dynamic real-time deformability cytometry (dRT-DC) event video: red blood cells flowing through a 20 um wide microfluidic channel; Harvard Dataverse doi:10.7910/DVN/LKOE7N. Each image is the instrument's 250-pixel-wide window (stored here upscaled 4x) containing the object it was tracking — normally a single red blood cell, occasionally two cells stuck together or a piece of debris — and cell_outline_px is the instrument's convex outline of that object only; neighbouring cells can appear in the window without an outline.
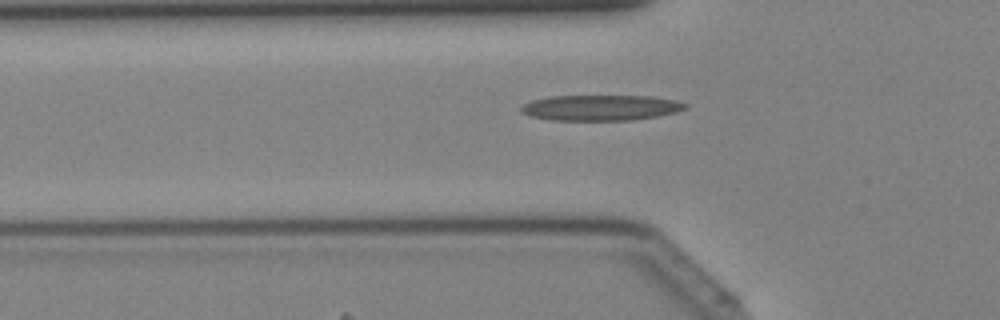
{"species": "Egyptian fruit bat (a non-hibernating species)", "species_latin": "Rousettus aegyptiacus", "temperature_condition": "cold", "stored_images_in_passage": 39, "camera_frame_rate_fps": 3000, "um_per_image_px": 0.085, "animal": {"sex": "female"}, "frame": {"image": 1, "passage_image": 11, "time_ms": 3.333, "image_size_px": [1000, 320], "cell_outline_px": [[688, 108], [676, 112], [660, 116], [632, 120], [552, 120], [532, 116], [520, 112], [520, 108], [524, 104], [532, 100], [548, 96], [652, 96], [676, 100], [688, 104]], "centroid_in_image_um": [51.1, 9.15], "position_along_channel_um": 74.7, "area_um2": 24.62}}
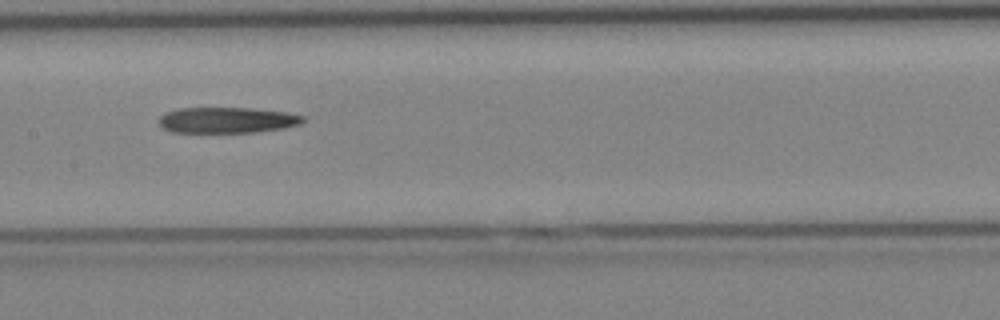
{"frame": {"image": 2, "passage_image": 18, "time_ms": 5.667, "image_size_px": [1000, 320], "cell_outline_px": [[304, 120], [300, 124], [284, 128], [256, 132], [172, 132], [164, 128], [156, 120], [164, 112], [180, 108], [252, 108], [288, 112], [304, 116]], "centroid_in_image_um": [19.29, 10.2], "position_along_channel_um": 188.1, "area_um2": 21.79}}
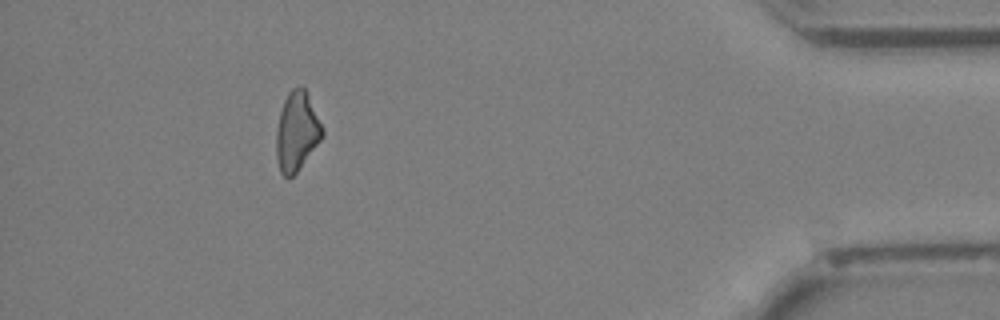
{"frame": {"image": 3, "passage_image": 35, "time_ms": 11.333, "image_size_px": [1000, 320], "cell_outline_px": [[324, 136], [296, 172], [288, 180], [280, 172], [276, 156], [276, 128], [280, 112], [284, 100], [288, 92], [292, 88], [300, 84], [304, 88], [324, 128]], "centroid_in_image_um": [25.22, 11.17], "position_along_channel_um": 410.0, "area_um2": 21.27}}